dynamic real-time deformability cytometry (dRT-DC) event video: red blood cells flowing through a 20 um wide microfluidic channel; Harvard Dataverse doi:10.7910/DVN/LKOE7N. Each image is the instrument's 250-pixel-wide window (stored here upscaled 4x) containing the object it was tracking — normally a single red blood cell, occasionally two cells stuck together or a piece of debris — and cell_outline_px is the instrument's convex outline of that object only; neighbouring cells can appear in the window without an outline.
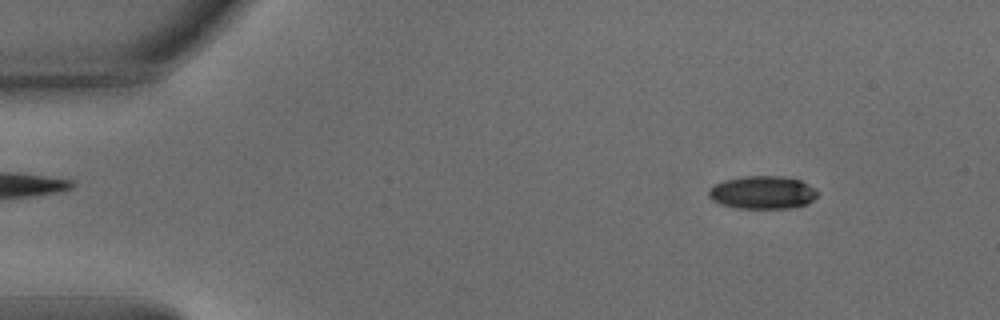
{"species": "common noctule bat (a hibernating species)", "species_latin": "Nyctalus noctula", "temperature_condition": "warm", "stored_images_in_passage": 53, "camera_frame_rate_fps": 3000, "um_per_image_px": 0.085, "animal": {"sex": "male", "body_mass_g": 15.6}, "frame": {"image": 1, "passage_image": 6, "time_ms": 1.667, "image_size_px": [1000, 320], "cell_outline_px": [[816, 196], [808, 204], [792, 208], [736, 208], [720, 204], [712, 200], [708, 196], [708, 188], [712, 184], [724, 180], [744, 176], [780, 176], [800, 180], [816, 188]], "centroid_in_image_um": [64.78, 16.36], "position_along_channel_um": 20.2, "area_um2": 21.1}}
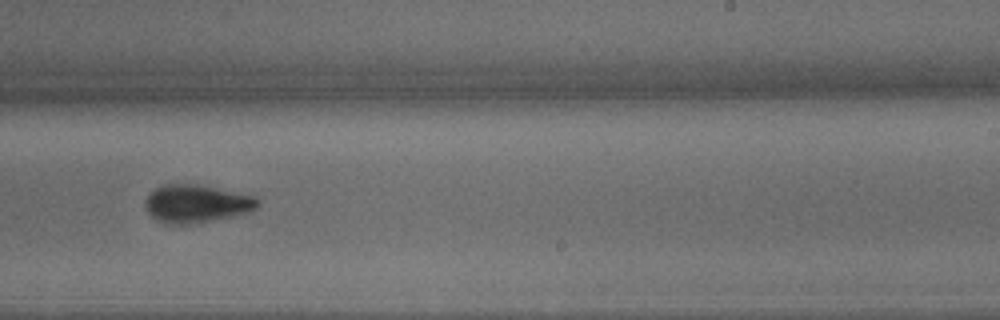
{"frame": {"image": 2, "passage_image": 33, "time_ms": 10.667, "image_size_px": [1000, 320], "cell_outline_px": [[260, 204], [256, 208], [248, 212], [200, 224], [164, 224], [156, 220], [148, 212], [144, 204], [144, 200], [156, 188], [164, 184], [196, 184], [256, 196], [260, 200]], "centroid_in_image_um": [16.7, 17.33], "position_along_channel_um": 272.3, "area_um2": 25.09}}
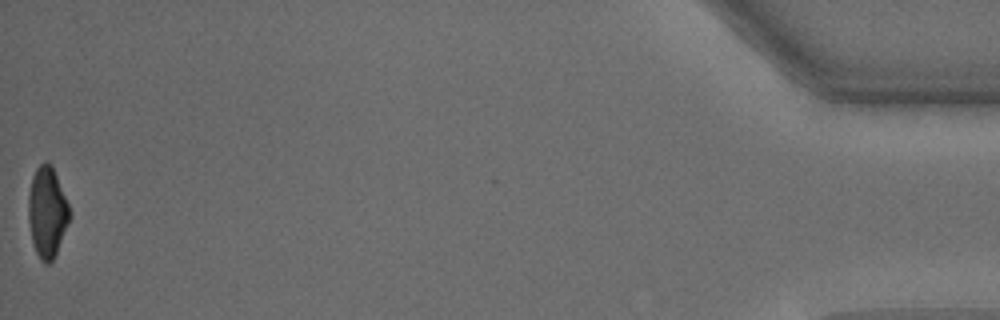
{"frame": {"image": 3, "passage_image": 53, "time_ms": 17.333, "image_size_px": [1000, 320], "cell_outline_px": [[72, 216], [56, 252], [52, 260], [48, 264], [44, 264], [40, 260], [36, 252], [32, 240], [28, 220], [28, 196], [32, 176], [36, 168], [44, 160], [52, 164], [72, 212]], "centroid_in_image_um": [4.02, 18.0], "position_along_channel_um": 431.2, "area_um2": 22.02}, "authors_computed_cell_mechanics": {"area_um2": 23.0044, "velocity_mm_per_s": 3.811, "shape_relaxation_time_tau1_ms": 3.0266, "shape_relaxation_time_tau2_ms": 2.0974, "deformation_change_tau1": 0.1448, "deformation_change_tau2": 0.0757}}